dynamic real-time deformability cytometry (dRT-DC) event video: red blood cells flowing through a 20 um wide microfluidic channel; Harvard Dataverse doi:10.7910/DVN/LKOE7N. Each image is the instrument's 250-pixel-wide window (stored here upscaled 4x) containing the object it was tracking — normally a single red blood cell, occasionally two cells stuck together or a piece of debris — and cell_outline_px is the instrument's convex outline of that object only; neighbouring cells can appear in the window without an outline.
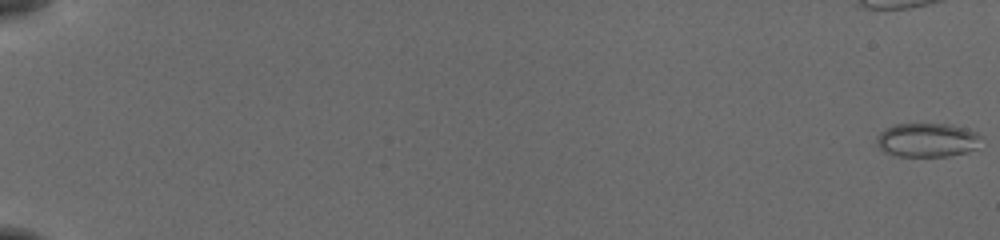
{"species": "common noctule bat (a hibernating species)", "species_latin": "Nyctalus noctula", "temperature_condition": "cold", "stored_images_in_passage": 25, "camera_frame_rate_fps": 3000, "um_per_image_px": 0.085, "animal": {"sex": "female", "body_mass_g": 19.5, "forearm_length_mm": 54.1}, "frame": {"image": 1, "passage_image": 1, "time_ms": 0.0, "image_size_px": [1000, 240], "cell_outline_px": [[980, 136], [976, 148], [968, 152], [948, 156], [896, 156], [884, 152], [876, 144], [876, 136], [884, 128], [896, 124], [948, 124], [964, 128], [976, 132]], "centroid_in_image_um": [78.76, 11.9], "position_along_channel_um": 6.2, "area_um2": 20.69}}